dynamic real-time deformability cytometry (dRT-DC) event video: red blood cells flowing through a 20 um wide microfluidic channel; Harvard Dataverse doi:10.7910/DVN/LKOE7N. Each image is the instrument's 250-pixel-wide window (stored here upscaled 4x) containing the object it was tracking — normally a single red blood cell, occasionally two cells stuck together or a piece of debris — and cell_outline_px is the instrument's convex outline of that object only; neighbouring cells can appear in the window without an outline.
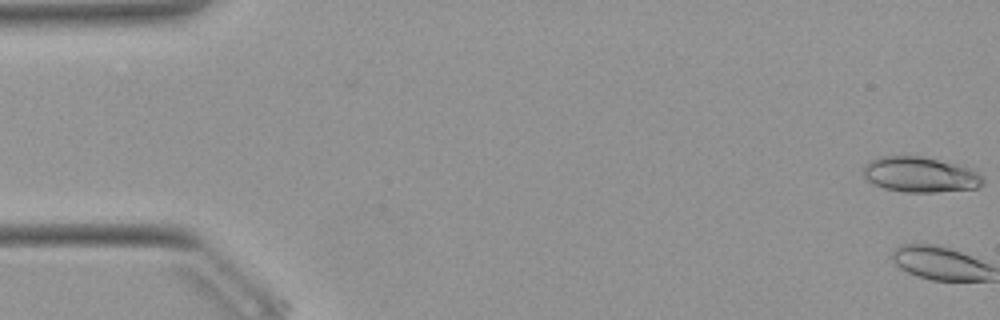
{"species": "Egyptian fruit bat (a non-hibernating species)", "species_latin": "Rousettus aegyptiacus", "temperature_condition": "warm", "stored_images_in_passage": 2, "camera_frame_rate_fps": 3000, "um_per_image_px": 0.085, "animal": {"sex": "female"}, "frame": {"image": 1, "passage_image": 1, "time_ms": 0.0, "image_size_px": [1000, 320], "cell_outline_px": [[984, 180], [976, 188], [936, 192], [904, 192], [884, 188], [872, 184], [864, 176], [864, 164], [868, 160], [880, 156], [920, 156], [976, 168]], "centroid_in_image_um": [78.21, 14.83], "position_along_channel_um": 6.8, "area_um2": 24.85}}